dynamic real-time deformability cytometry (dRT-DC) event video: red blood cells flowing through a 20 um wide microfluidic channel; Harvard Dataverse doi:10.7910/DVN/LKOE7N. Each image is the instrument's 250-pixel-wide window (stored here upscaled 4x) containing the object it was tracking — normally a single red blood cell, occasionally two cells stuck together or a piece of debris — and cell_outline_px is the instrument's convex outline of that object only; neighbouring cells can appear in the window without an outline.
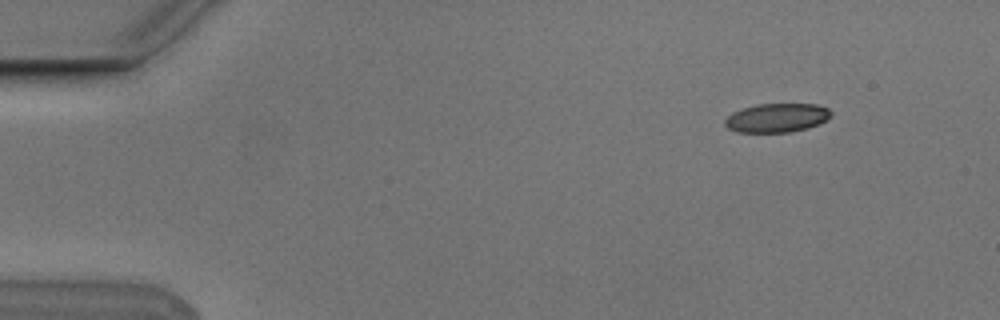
{"species": "Egyptian fruit bat (a non-hibernating species)", "species_latin": "Rousettus aegyptiacus", "temperature_condition": "cold", "stored_images_in_passage": 5, "camera_frame_rate_fps": 3000, "um_per_image_px": 0.085, "animal": {"sex": "male"}, "frame": {"image": 1, "passage_image": 2, "time_ms": 0.333, "image_size_px": [1000, 320], "cell_outline_px": [[832, 116], [828, 120], [808, 128], [788, 132], [736, 132], [728, 128], [724, 124], [724, 120], [732, 112], [756, 104], [816, 104], [828, 108], [832, 112]], "centroid_in_image_um": [66.05, 10.01], "position_along_channel_um": 19.0, "area_um2": 17.98}}